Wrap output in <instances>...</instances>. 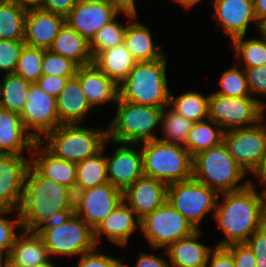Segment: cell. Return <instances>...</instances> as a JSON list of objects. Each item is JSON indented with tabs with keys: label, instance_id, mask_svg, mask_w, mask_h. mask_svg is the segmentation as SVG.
<instances>
[{
	"label": "cell",
	"instance_id": "cell-1",
	"mask_svg": "<svg viewBox=\"0 0 266 267\" xmlns=\"http://www.w3.org/2000/svg\"><path fill=\"white\" fill-rule=\"evenodd\" d=\"M250 183L237 191L222 193L217 201L214 219L226 236L216 246L226 247L235 243H246L248 238L266 222V197L264 190L256 191Z\"/></svg>",
	"mask_w": 266,
	"mask_h": 267
},
{
	"label": "cell",
	"instance_id": "cell-2",
	"mask_svg": "<svg viewBox=\"0 0 266 267\" xmlns=\"http://www.w3.org/2000/svg\"><path fill=\"white\" fill-rule=\"evenodd\" d=\"M20 212L22 228L36 231L59 211H74V192L43 177L31 164L24 179Z\"/></svg>",
	"mask_w": 266,
	"mask_h": 267
},
{
	"label": "cell",
	"instance_id": "cell-3",
	"mask_svg": "<svg viewBox=\"0 0 266 267\" xmlns=\"http://www.w3.org/2000/svg\"><path fill=\"white\" fill-rule=\"evenodd\" d=\"M167 55L153 61L137 62L119 85L123 101L164 108L169 105L171 92L166 76Z\"/></svg>",
	"mask_w": 266,
	"mask_h": 267
},
{
	"label": "cell",
	"instance_id": "cell-4",
	"mask_svg": "<svg viewBox=\"0 0 266 267\" xmlns=\"http://www.w3.org/2000/svg\"><path fill=\"white\" fill-rule=\"evenodd\" d=\"M245 175L224 142L193 157V178L219 195L246 187L250 180L238 184Z\"/></svg>",
	"mask_w": 266,
	"mask_h": 267
},
{
	"label": "cell",
	"instance_id": "cell-5",
	"mask_svg": "<svg viewBox=\"0 0 266 267\" xmlns=\"http://www.w3.org/2000/svg\"><path fill=\"white\" fill-rule=\"evenodd\" d=\"M116 114L107 127L112 144H140L158 139L153 131L160 126L163 108L123 101L116 103Z\"/></svg>",
	"mask_w": 266,
	"mask_h": 267
},
{
	"label": "cell",
	"instance_id": "cell-6",
	"mask_svg": "<svg viewBox=\"0 0 266 267\" xmlns=\"http://www.w3.org/2000/svg\"><path fill=\"white\" fill-rule=\"evenodd\" d=\"M140 147L144 176L167 185L193 177V157L184 146L154 139Z\"/></svg>",
	"mask_w": 266,
	"mask_h": 267
},
{
	"label": "cell",
	"instance_id": "cell-7",
	"mask_svg": "<svg viewBox=\"0 0 266 267\" xmlns=\"http://www.w3.org/2000/svg\"><path fill=\"white\" fill-rule=\"evenodd\" d=\"M44 137L40 142L46 139L44 147L51 154L74 163L97 155L108 140L107 128L92 129L81 124H61Z\"/></svg>",
	"mask_w": 266,
	"mask_h": 267
},
{
	"label": "cell",
	"instance_id": "cell-8",
	"mask_svg": "<svg viewBox=\"0 0 266 267\" xmlns=\"http://www.w3.org/2000/svg\"><path fill=\"white\" fill-rule=\"evenodd\" d=\"M266 116V102L257 97H226L209 94L208 118L224 131L252 127Z\"/></svg>",
	"mask_w": 266,
	"mask_h": 267
},
{
	"label": "cell",
	"instance_id": "cell-9",
	"mask_svg": "<svg viewBox=\"0 0 266 267\" xmlns=\"http://www.w3.org/2000/svg\"><path fill=\"white\" fill-rule=\"evenodd\" d=\"M219 194L193 177L168 185L167 202L199 230L208 213L216 211Z\"/></svg>",
	"mask_w": 266,
	"mask_h": 267
},
{
	"label": "cell",
	"instance_id": "cell-10",
	"mask_svg": "<svg viewBox=\"0 0 266 267\" xmlns=\"http://www.w3.org/2000/svg\"><path fill=\"white\" fill-rule=\"evenodd\" d=\"M140 231L147 239L150 249L157 250L190 236L197 229L166 201L140 220Z\"/></svg>",
	"mask_w": 266,
	"mask_h": 267
},
{
	"label": "cell",
	"instance_id": "cell-11",
	"mask_svg": "<svg viewBox=\"0 0 266 267\" xmlns=\"http://www.w3.org/2000/svg\"><path fill=\"white\" fill-rule=\"evenodd\" d=\"M49 256L82 255L96 246L93 229L74 214L67 222L52 228L37 229Z\"/></svg>",
	"mask_w": 266,
	"mask_h": 267
},
{
	"label": "cell",
	"instance_id": "cell-12",
	"mask_svg": "<svg viewBox=\"0 0 266 267\" xmlns=\"http://www.w3.org/2000/svg\"><path fill=\"white\" fill-rule=\"evenodd\" d=\"M223 142L243 171L252 175L266 151V117L255 126L224 131Z\"/></svg>",
	"mask_w": 266,
	"mask_h": 267
},
{
	"label": "cell",
	"instance_id": "cell-13",
	"mask_svg": "<svg viewBox=\"0 0 266 267\" xmlns=\"http://www.w3.org/2000/svg\"><path fill=\"white\" fill-rule=\"evenodd\" d=\"M123 201V191L109 182L74 192V212L94 229Z\"/></svg>",
	"mask_w": 266,
	"mask_h": 267
},
{
	"label": "cell",
	"instance_id": "cell-14",
	"mask_svg": "<svg viewBox=\"0 0 266 267\" xmlns=\"http://www.w3.org/2000/svg\"><path fill=\"white\" fill-rule=\"evenodd\" d=\"M20 117L24 128L35 141H40L42 135L45 136L60 126L56 98L45 93L36 83L30 86L28 99Z\"/></svg>",
	"mask_w": 266,
	"mask_h": 267
},
{
	"label": "cell",
	"instance_id": "cell-15",
	"mask_svg": "<svg viewBox=\"0 0 266 267\" xmlns=\"http://www.w3.org/2000/svg\"><path fill=\"white\" fill-rule=\"evenodd\" d=\"M120 14L107 0H78L65 17V23L90 42L98 30Z\"/></svg>",
	"mask_w": 266,
	"mask_h": 267
},
{
	"label": "cell",
	"instance_id": "cell-16",
	"mask_svg": "<svg viewBox=\"0 0 266 267\" xmlns=\"http://www.w3.org/2000/svg\"><path fill=\"white\" fill-rule=\"evenodd\" d=\"M29 158L0 154V209L19 210L24 179L30 166Z\"/></svg>",
	"mask_w": 266,
	"mask_h": 267
},
{
	"label": "cell",
	"instance_id": "cell-17",
	"mask_svg": "<svg viewBox=\"0 0 266 267\" xmlns=\"http://www.w3.org/2000/svg\"><path fill=\"white\" fill-rule=\"evenodd\" d=\"M118 145L113 155L106 156L108 182L124 191L144 176L143 158L140 144L118 143Z\"/></svg>",
	"mask_w": 266,
	"mask_h": 267
},
{
	"label": "cell",
	"instance_id": "cell-18",
	"mask_svg": "<svg viewBox=\"0 0 266 267\" xmlns=\"http://www.w3.org/2000/svg\"><path fill=\"white\" fill-rule=\"evenodd\" d=\"M213 17L232 41L245 36L250 23L259 28L254 11V0H213Z\"/></svg>",
	"mask_w": 266,
	"mask_h": 267
},
{
	"label": "cell",
	"instance_id": "cell-19",
	"mask_svg": "<svg viewBox=\"0 0 266 267\" xmlns=\"http://www.w3.org/2000/svg\"><path fill=\"white\" fill-rule=\"evenodd\" d=\"M168 185L143 176L123 191V201L142 219L167 200Z\"/></svg>",
	"mask_w": 266,
	"mask_h": 267
},
{
	"label": "cell",
	"instance_id": "cell-20",
	"mask_svg": "<svg viewBox=\"0 0 266 267\" xmlns=\"http://www.w3.org/2000/svg\"><path fill=\"white\" fill-rule=\"evenodd\" d=\"M140 218L122 201L102 222L93 229L96 246L101 243L104 235L114 244L126 246L129 238L140 229Z\"/></svg>",
	"mask_w": 266,
	"mask_h": 267
},
{
	"label": "cell",
	"instance_id": "cell-21",
	"mask_svg": "<svg viewBox=\"0 0 266 267\" xmlns=\"http://www.w3.org/2000/svg\"><path fill=\"white\" fill-rule=\"evenodd\" d=\"M65 17L41 9H30L25 19V45L48 50L61 27Z\"/></svg>",
	"mask_w": 266,
	"mask_h": 267
},
{
	"label": "cell",
	"instance_id": "cell-22",
	"mask_svg": "<svg viewBox=\"0 0 266 267\" xmlns=\"http://www.w3.org/2000/svg\"><path fill=\"white\" fill-rule=\"evenodd\" d=\"M43 145L36 141L31 152L30 164L43 176L75 192L76 163L60 159L51 154Z\"/></svg>",
	"mask_w": 266,
	"mask_h": 267
},
{
	"label": "cell",
	"instance_id": "cell-23",
	"mask_svg": "<svg viewBox=\"0 0 266 267\" xmlns=\"http://www.w3.org/2000/svg\"><path fill=\"white\" fill-rule=\"evenodd\" d=\"M82 86L85 96L93 108L109 102L117 103L119 86L108 78L94 63L80 66L75 75Z\"/></svg>",
	"mask_w": 266,
	"mask_h": 267
},
{
	"label": "cell",
	"instance_id": "cell-24",
	"mask_svg": "<svg viewBox=\"0 0 266 267\" xmlns=\"http://www.w3.org/2000/svg\"><path fill=\"white\" fill-rule=\"evenodd\" d=\"M58 118L61 124H82L93 109L82 90L79 79L69 78L65 87L56 98Z\"/></svg>",
	"mask_w": 266,
	"mask_h": 267
},
{
	"label": "cell",
	"instance_id": "cell-25",
	"mask_svg": "<svg viewBox=\"0 0 266 267\" xmlns=\"http://www.w3.org/2000/svg\"><path fill=\"white\" fill-rule=\"evenodd\" d=\"M35 142L19 114L0 108V154L22 156L25 150L32 151Z\"/></svg>",
	"mask_w": 266,
	"mask_h": 267
},
{
	"label": "cell",
	"instance_id": "cell-26",
	"mask_svg": "<svg viewBox=\"0 0 266 267\" xmlns=\"http://www.w3.org/2000/svg\"><path fill=\"white\" fill-rule=\"evenodd\" d=\"M202 232L199 229L190 236L181 238L161 253L169 258L170 267H206L212 248L198 242Z\"/></svg>",
	"mask_w": 266,
	"mask_h": 267
},
{
	"label": "cell",
	"instance_id": "cell-27",
	"mask_svg": "<svg viewBox=\"0 0 266 267\" xmlns=\"http://www.w3.org/2000/svg\"><path fill=\"white\" fill-rule=\"evenodd\" d=\"M124 14L130 20L127 24L124 44L133 58L137 62L163 58L166 54L162 52L161 46H155L150 29L145 24L134 21L137 19L136 15L126 12Z\"/></svg>",
	"mask_w": 266,
	"mask_h": 267
},
{
	"label": "cell",
	"instance_id": "cell-28",
	"mask_svg": "<svg viewBox=\"0 0 266 267\" xmlns=\"http://www.w3.org/2000/svg\"><path fill=\"white\" fill-rule=\"evenodd\" d=\"M8 259L24 267H37L51 260L42 237L36 231L20 230Z\"/></svg>",
	"mask_w": 266,
	"mask_h": 267
},
{
	"label": "cell",
	"instance_id": "cell-29",
	"mask_svg": "<svg viewBox=\"0 0 266 267\" xmlns=\"http://www.w3.org/2000/svg\"><path fill=\"white\" fill-rule=\"evenodd\" d=\"M49 50L72 60L79 67L93 63L89 42L67 23L61 27Z\"/></svg>",
	"mask_w": 266,
	"mask_h": 267
},
{
	"label": "cell",
	"instance_id": "cell-30",
	"mask_svg": "<svg viewBox=\"0 0 266 267\" xmlns=\"http://www.w3.org/2000/svg\"><path fill=\"white\" fill-rule=\"evenodd\" d=\"M93 63L118 86L125 80L137 61L133 58L125 44L101 51Z\"/></svg>",
	"mask_w": 266,
	"mask_h": 267
},
{
	"label": "cell",
	"instance_id": "cell-31",
	"mask_svg": "<svg viewBox=\"0 0 266 267\" xmlns=\"http://www.w3.org/2000/svg\"><path fill=\"white\" fill-rule=\"evenodd\" d=\"M109 143L110 141L107 140L103 150L97 155L76 163L75 192L108 183L107 161L104 152L106 144Z\"/></svg>",
	"mask_w": 266,
	"mask_h": 267
},
{
	"label": "cell",
	"instance_id": "cell-32",
	"mask_svg": "<svg viewBox=\"0 0 266 267\" xmlns=\"http://www.w3.org/2000/svg\"><path fill=\"white\" fill-rule=\"evenodd\" d=\"M0 82V108L21 114L32 82L16 74H5Z\"/></svg>",
	"mask_w": 266,
	"mask_h": 267
},
{
	"label": "cell",
	"instance_id": "cell-33",
	"mask_svg": "<svg viewBox=\"0 0 266 267\" xmlns=\"http://www.w3.org/2000/svg\"><path fill=\"white\" fill-rule=\"evenodd\" d=\"M224 130L211 119L195 122L185 143V149L194 157L223 142Z\"/></svg>",
	"mask_w": 266,
	"mask_h": 267
},
{
	"label": "cell",
	"instance_id": "cell-34",
	"mask_svg": "<svg viewBox=\"0 0 266 267\" xmlns=\"http://www.w3.org/2000/svg\"><path fill=\"white\" fill-rule=\"evenodd\" d=\"M27 11L13 0L0 5V39L24 40Z\"/></svg>",
	"mask_w": 266,
	"mask_h": 267
},
{
	"label": "cell",
	"instance_id": "cell-35",
	"mask_svg": "<svg viewBox=\"0 0 266 267\" xmlns=\"http://www.w3.org/2000/svg\"><path fill=\"white\" fill-rule=\"evenodd\" d=\"M168 106L194 123L203 121L208 119L209 94L204 96L196 91H188L176 98L170 94Z\"/></svg>",
	"mask_w": 266,
	"mask_h": 267
},
{
	"label": "cell",
	"instance_id": "cell-36",
	"mask_svg": "<svg viewBox=\"0 0 266 267\" xmlns=\"http://www.w3.org/2000/svg\"><path fill=\"white\" fill-rule=\"evenodd\" d=\"M160 124L164 135L163 138H158L159 140L185 146L186 139L194 122L166 106L161 112Z\"/></svg>",
	"mask_w": 266,
	"mask_h": 267
},
{
	"label": "cell",
	"instance_id": "cell-37",
	"mask_svg": "<svg viewBox=\"0 0 266 267\" xmlns=\"http://www.w3.org/2000/svg\"><path fill=\"white\" fill-rule=\"evenodd\" d=\"M246 36L235 38L231 41L235 55L244 69L266 64V41L258 38L247 39Z\"/></svg>",
	"mask_w": 266,
	"mask_h": 267
},
{
	"label": "cell",
	"instance_id": "cell-38",
	"mask_svg": "<svg viewBox=\"0 0 266 267\" xmlns=\"http://www.w3.org/2000/svg\"><path fill=\"white\" fill-rule=\"evenodd\" d=\"M127 25L118 22L116 18L96 32L89 42V48L93 59L106 49L124 43Z\"/></svg>",
	"mask_w": 266,
	"mask_h": 267
},
{
	"label": "cell",
	"instance_id": "cell-39",
	"mask_svg": "<svg viewBox=\"0 0 266 267\" xmlns=\"http://www.w3.org/2000/svg\"><path fill=\"white\" fill-rule=\"evenodd\" d=\"M43 48L24 45L14 74L35 83L42 75Z\"/></svg>",
	"mask_w": 266,
	"mask_h": 267
},
{
	"label": "cell",
	"instance_id": "cell-40",
	"mask_svg": "<svg viewBox=\"0 0 266 267\" xmlns=\"http://www.w3.org/2000/svg\"><path fill=\"white\" fill-rule=\"evenodd\" d=\"M219 84L220 90L214 93L226 96V97H248L251 96L247 85V75L244 68L239 66H233L224 70L222 73Z\"/></svg>",
	"mask_w": 266,
	"mask_h": 267
},
{
	"label": "cell",
	"instance_id": "cell-41",
	"mask_svg": "<svg viewBox=\"0 0 266 267\" xmlns=\"http://www.w3.org/2000/svg\"><path fill=\"white\" fill-rule=\"evenodd\" d=\"M17 212V218L11 219L4 217V215ZM16 228L22 230V222L20 217V212L10 209H0V259L7 258L11 247L14 244V241L18 235V232L15 231ZM17 232V233H16Z\"/></svg>",
	"mask_w": 266,
	"mask_h": 267
},
{
	"label": "cell",
	"instance_id": "cell-42",
	"mask_svg": "<svg viewBox=\"0 0 266 267\" xmlns=\"http://www.w3.org/2000/svg\"><path fill=\"white\" fill-rule=\"evenodd\" d=\"M79 66L62 55L55 54L49 49L44 50L42 59V73L44 75L72 78L76 75Z\"/></svg>",
	"mask_w": 266,
	"mask_h": 267
},
{
	"label": "cell",
	"instance_id": "cell-43",
	"mask_svg": "<svg viewBox=\"0 0 266 267\" xmlns=\"http://www.w3.org/2000/svg\"><path fill=\"white\" fill-rule=\"evenodd\" d=\"M24 45V40L0 39V71H5V74H14Z\"/></svg>",
	"mask_w": 266,
	"mask_h": 267
},
{
	"label": "cell",
	"instance_id": "cell-44",
	"mask_svg": "<svg viewBox=\"0 0 266 267\" xmlns=\"http://www.w3.org/2000/svg\"><path fill=\"white\" fill-rule=\"evenodd\" d=\"M98 249L95 247L93 250L88 251L79 257L78 266L76 267H123L124 263L115 257L108 254L96 252Z\"/></svg>",
	"mask_w": 266,
	"mask_h": 267
},
{
	"label": "cell",
	"instance_id": "cell-45",
	"mask_svg": "<svg viewBox=\"0 0 266 267\" xmlns=\"http://www.w3.org/2000/svg\"><path fill=\"white\" fill-rule=\"evenodd\" d=\"M246 243L255 255V267H266V222L248 238Z\"/></svg>",
	"mask_w": 266,
	"mask_h": 267
},
{
	"label": "cell",
	"instance_id": "cell-46",
	"mask_svg": "<svg viewBox=\"0 0 266 267\" xmlns=\"http://www.w3.org/2000/svg\"><path fill=\"white\" fill-rule=\"evenodd\" d=\"M247 85L251 96L259 94L266 96V64L245 69Z\"/></svg>",
	"mask_w": 266,
	"mask_h": 267
},
{
	"label": "cell",
	"instance_id": "cell-47",
	"mask_svg": "<svg viewBox=\"0 0 266 267\" xmlns=\"http://www.w3.org/2000/svg\"><path fill=\"white\" fill-rule=\"evenodd\" d=\"M226 248L232 253L235 267H255L256 259L247 243H235Z\"/></svg>",
	"mask_w": 266,
	"mask_h": 267
},
{
	"label": "cell",
	"instance_id": "cell-48",
	"mask_svg": "<svg viewBox=\"0 0 266 267\" xmlns=\"http://www.w3.org/2000/svg\"><path fill=\"white\" fill-rule=\"evenodd\" d=\"M69 78L54 75H42L35 83L47 94L57 96L61 93Z\"/></svg>",
	"mask_w": 266,
	"mask_h": 267
},
{
	"label": "cell",
	"instance_id": "cell-49",
	"mask_svg": "<svg viewBox=\"0 0 266 267\" xmlns=\"http://www.w3.org/2000/svg\"><path fill=\"white\" fill-rule=\"evenodd\" d=\"M206 267H235L232 253L226 247L215 245L209 254Z\"/></svg>",
	"mask_w": 266,
	"mask_h": 267
},
{
	"label": "cell",
	"instance_id": "cell-50",
	"mask_svg": "<svg viewBox=\"0 0 266 267\" xmlns=\"http://www.w3.org/2000/svg\"><path fill=\"white\" fill-rule=\"evenodd\" d=\"M78 0H43L41 10L66 17Z\"/></svg>",
	"mask_w": 266,
	"mask_h": 267
},
{
	"label": "cell",
	"instance_id": "cell-51",
	"mask_svg": "<svg viewBox=\"0 0 266 267\" xmlns=\"http://www.w3.org/2000/svg\"><path fill=\"white\" fill-rule=\"evenodd\" d=\"M138 257L134 267H170L169 261L145 251L141 252ZM124 266L128 267L126 264Z\"/></svg>",
	"mask_w": 266,
	"mask_h": 267
},
{
	"label": "cell",
	"instance_id": "cell-52",
	"mask_svg": "<svg viewBox=\"0 0 266 267\" xmlns=\"http://www.w3.org/2000/svg\"><path fill=\"white\" fill-rule=\"evenodd\" d=\"M74 214V211H59L50 216V218H48L39 229L57 227L67 222Z\"/></svg>",
	"mask_w": 266,
	"mask_h": 267
},
{
	"label": "cell",
	"instance_id": "cell-53",
	"mask_svg": "<svg viewBox=\"0 0 266 267\" xmlns=\"http://www.w3.org/2000/svg\"><path fill=\"white\" fill-rule=\"evenodd\" d=\"M108 2L115 6L121 13L133 14V0H108Z\"/></svg>",
	"mask_w": 266,
	"mask_h": 267
},
{
	"label": "cell",
	"instance_id": "cell-54",
	"mask_svg": "<svg viewBox=\"0 0 266 267\" xmlns=\"http://www.w3.org/2000/svg\"><path fill=\"white\" fill-rule=\"evenodd\" d=\"M252 175L256 176V178H259V184L265 186L264 189H266V151L260 165L257 167V169L253 172Z\"/></svg>",
	"mask_w": 266,
	"mask_h": 267
},
{
	"label": "cell",
	"instance_id": "cell-55",
	"mask_svg": "<svg viewBox=\"0 0 266 267\" xmlns=\"http://www.w3.org/2000/svg\"><path fill=\"white\" fill-rule=\"evenodd\" d=\"M254 11L258 23L266 20V0H254Z\"/></svg>",
	"mask_w": 266,
	"mask_h": 267
},
{
	"label": "cell",
	"instance_id": "cell-56",
	"mask_svg": "<svg viewBox=\"0 0 266 267\" xmlns=\"http://www.w3.org/2000/svg\"><path fill=\"white\" fill-rule=\"evenodd\" d=\"M26 10L41 9L43 0H13Z\"/></svg>",
	"mask_w": 266,
	"mask_h": 267
},
{
	"label": "cell",
	"instance_id": "cell-57",
	"mask_svg": "<svg viewBox=\"0 0 266 267\" xmlns=\"http://www.w3.org/2000/svg\"><path fill=\"white\" fill-rule=\"evenodd\" d=\"M176 3L183 5L184 8L190 9L195 4L201 2V0H174Z\"/></svg>",
	"mask_w": 266,
	"mask_h": 267
},
{
	"label": "cell",
	"instance_id": "cell-58",
	"mask_svg": "<svg viewBox=\"0 0 266 267\" xmlns=\"http://www.w3.org/2000/svg\"><path fill=\"white\" fill-rule=\"evenodd\" d=\"M1 267H24L11 262L8 258L1 259Z\"/></svg>",
	"mask_w": 266,
	"mask_h": 267
},
{
	"label": "cell",
	"instance_id": "cell-59",
	"mask_svg": "<svg viewBox=\"0 0 266 267\" xmlns=\"http://www.w3.org/2000/svg\"><path fill=\"white\" fill-rule=\"evenodd\" d=\"M259 33L261 35V38H263L266 41V20L262 21L261 23H259Z\"/></svg>",
	"mask_w": 266,
	"mask_h": 267
},
{
	"label": "cell",
	"instance_id": "cell-60",
	"mask_svg": "<svg viewBox=\"0 0 266 267\" xmlns=\"http://www.w3.org/2000/svg\"><path fill=\"white\" fill-rule=\"evenodd\" d=\"M37 267H56L50 260H48L46 263L38 265Z\"/></svg>",
	"mask_w": 266,
	"mask_h": 267
},
{
	"label": "cell",
	"instance_id": "cell-61",
	"mask_svg": "<svg viewBox=\"0 0 266 267\" xmlns=\"http://www.w3.org/2000/svg\"><path fill=\"white\" fill-rule=\"evenodd\" d=\"M133 14L137 16V8L134 0H133Z\"/></svg>",
	"mask_w": 266,
	"mask_h": 267
}]
</instances>
